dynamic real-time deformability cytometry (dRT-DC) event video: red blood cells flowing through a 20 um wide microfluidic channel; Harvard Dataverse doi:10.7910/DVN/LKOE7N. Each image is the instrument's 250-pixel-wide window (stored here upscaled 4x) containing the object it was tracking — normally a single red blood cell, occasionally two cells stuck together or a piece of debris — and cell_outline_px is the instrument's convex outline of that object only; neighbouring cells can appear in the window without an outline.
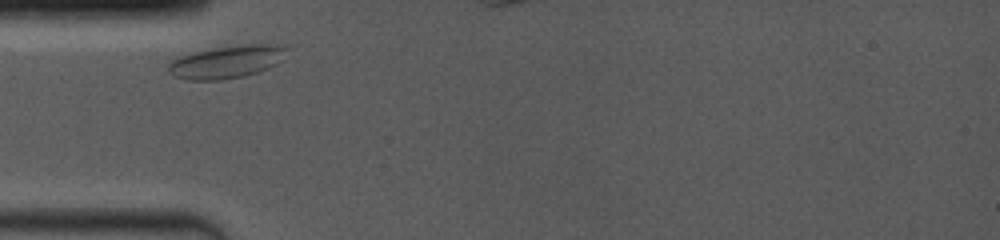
{"species": "common noctule bat (a hibernating species)", "species_latin": "Nyctalus noctula", "temperature_condition": "room temperature", "stored_images_in_passage": 4, "camera_frame_rate_fps": 4000, "um_per_image_px": 0.085, "animal": {"sex": "female", "body_mass_g": 19.0, "forearm_length_mm": 53.3}, "frame": {"image": 1, "passage_image": 1, "time_ms": 0.0, "image_size_px": [1000, 240], "cell_outline_px": [[288, 48], [276, 64], [268, 68], [244, 76], [220, 80], [188, 80], [176, 76], [168, 72], [168, 64], [172, 60], [180, 56], [192, 52], [212, 48], [244, 44], [280, 44]], "centroid_in_image_um": [19.24, 5.25], "position_along_channel_um": 65.8, "area_um2": 22.43}}